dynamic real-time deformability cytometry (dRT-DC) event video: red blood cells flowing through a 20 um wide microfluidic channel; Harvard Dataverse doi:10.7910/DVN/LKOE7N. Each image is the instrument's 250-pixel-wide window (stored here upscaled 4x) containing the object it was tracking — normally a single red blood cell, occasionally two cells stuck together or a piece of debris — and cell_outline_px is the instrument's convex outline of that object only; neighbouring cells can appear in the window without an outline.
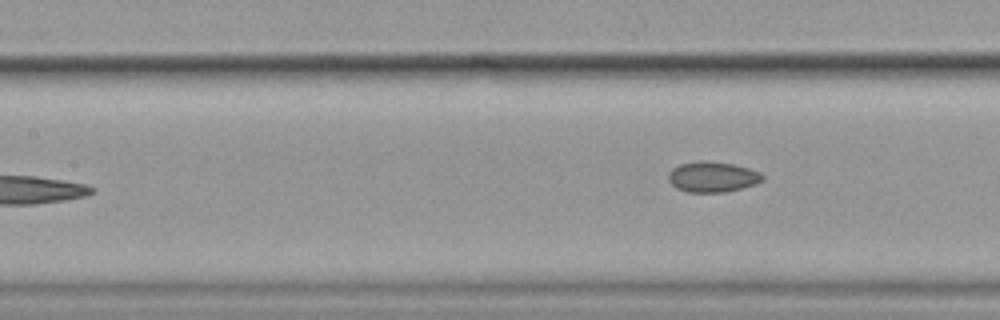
{"species": "common noctule bat (a hibernating species)", "species_latin": "Nyctalus noctula", "temperature_condition": "cold", "stored_images_in_passage": 7, "camera_frame_rate_fps": 3000, "um_per_image_px": 0.085, "animal": {"sex": "female", "body_mass_g": 19.9}, "frame": {"image": 1, "passage_image": 7, "time_ms": 2.0, "image_size_px": [1000, 320], "cell_outline_px": [[764, 180], [756, 184], [724, 192], [688, 192], [676, 188], [668, 180], [668, 172], [672, 168], [680, 164], [700, 160], [704, 160], [732, 164], [748, 168], [760, 172], [764, 176]], "centroid_in_image_um": [60.55, 15.03], "position_along_channel_um": 146.9, "area_um2": 16.76}}